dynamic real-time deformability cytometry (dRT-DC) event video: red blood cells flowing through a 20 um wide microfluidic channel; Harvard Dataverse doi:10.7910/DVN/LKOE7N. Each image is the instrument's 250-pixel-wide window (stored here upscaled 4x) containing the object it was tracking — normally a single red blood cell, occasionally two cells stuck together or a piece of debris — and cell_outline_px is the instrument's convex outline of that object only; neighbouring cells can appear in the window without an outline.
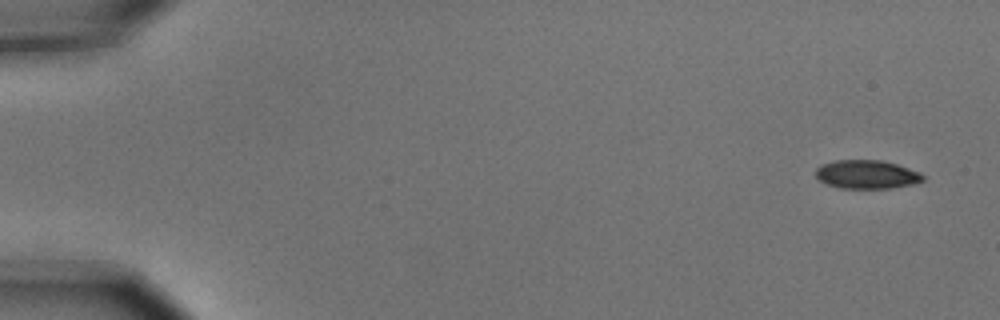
{"species": "common noctule bat (a hibernating species)", "species_latin": "Nyctalus noctula", "temperature_condition": "cold", "stored_images_in_passage": 8, "camera_frame_rate_fps": 3000, "um_per_image_px": 0.085, "animal": {"sex": "male", "body_mass_g": 15.6}, "frame": {"image": 1, "passage_image": 1, "time_ms": 0.0, "image_size_px": [1000, 320], "cell_outline_px": [[924, 180], [912, 184], [892, 188], [840, 188], [828, 184], [820, 180], [816, 176], [816, 168], [820, 164], [832, 160], [880, 160], [896, 164], [920, 172], [924, 176]], "centroid_in_image_um": [73.65, 14.82], "position_along_channel_um": 11.3, "area_um2": 17.86}}
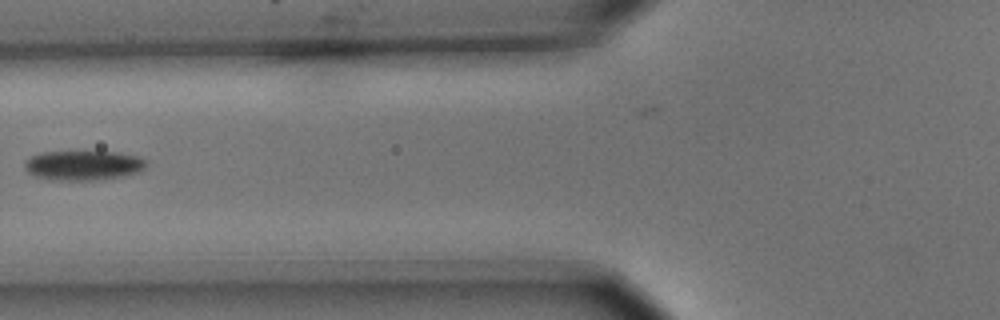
{"frame": {"image": 2, "passage_image": 6, "time_ms": 1.667, "image_size_px": [1000, 320], "cell_outline_px": [[148, 164], [140, 172], [124, 176], [96, 180], [52, 180], [32, 176], [24, 168], [24, 164], [32, 156], [40, 152], [112, 152], [136, 156], [148, 160]], "centroid_in_image_um": [7.09, 14.07], "position_along_channel_um": 118.7, "area_um2": 21.1}}
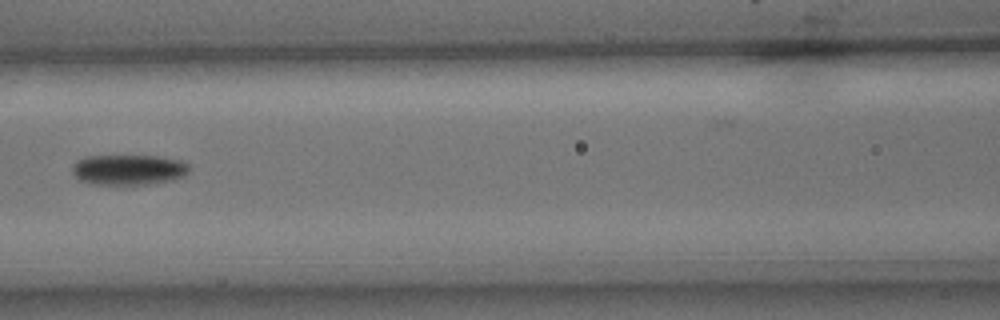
{"frame": {"image": 3, "passage_image": 7, "time_ms": 2.0, "image_size_px": [1000, 320], "cell_outline_px": [[188, 172], [184, 176], [172, 180], [156, 184], [92, 184], [80, 180], [72, 176], [72, 164], [76, 160], [84, 156], [156, 156], [180, 160], [188, 164]], "centroid_in_image_um": [10.88, 14.43], "position_along_channel_um": 155.7, "area_um2": 20.92}}